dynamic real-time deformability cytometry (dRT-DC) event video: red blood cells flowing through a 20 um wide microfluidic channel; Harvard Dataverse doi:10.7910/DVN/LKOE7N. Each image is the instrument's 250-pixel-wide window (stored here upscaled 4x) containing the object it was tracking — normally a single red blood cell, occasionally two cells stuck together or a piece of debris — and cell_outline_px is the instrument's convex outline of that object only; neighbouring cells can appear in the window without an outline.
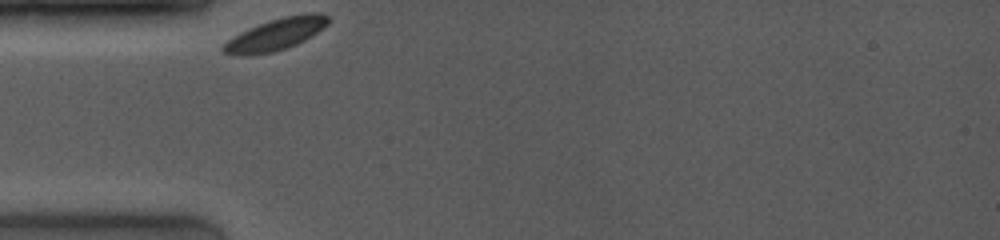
{"species": "common noctule bat (a hibernating species)", "species_latin": "Nyctalus noctula", "temperature_condition": "room temperature", "stored_images_in_passage": 23, "camera_frame_rate_fps": 4000, "um_per_image_px": 0.085, "animal": {"sex": "female", "body_mass_g": 19.0, "forearm_length_mm": 53.3}, "frame": {"image": 1, "passage_image": 1, "time_ms": 0.0, "image_size_px": [1000, 240], "cell_outline_px": [[328, 24], [324, 28], [304, 40], [296, 44], [272, 52], [248, 56], [236, 56], [224, 52], [220, 48], [228, 40], [240, 32], [268, 20], [284, 16], [308, 12], [328, 16]], "centroid_in_image_um": [23.4, 2.93], "position_along_channel_um": 61.6, "area_um2": 19.31}}
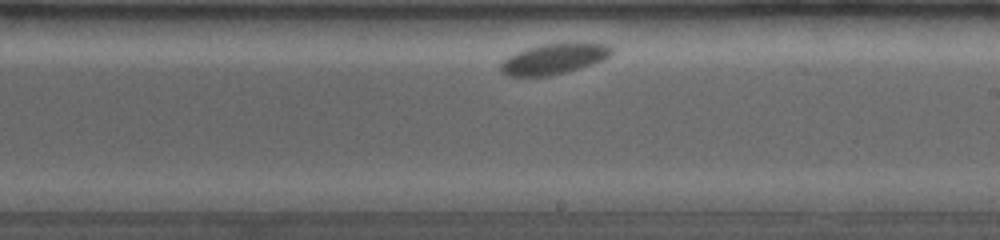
{"frame": {"image": 2, "passage_image": 14, "time_ms": 5.25, "image_size_px": [1000, 240], "cell_outline_px": [[612, 52], [604, 60], [580, 68], [548, 76], [508, 76], [500, 72], [500, 64], [508, 56], [516, 52], [528, 48], [544, 44], [608, 44], [612, 48]], "centroid_in_image_um": [47.04, 5.03], "position_along_channel_um": 242.0, "area_um2": 19.31}}
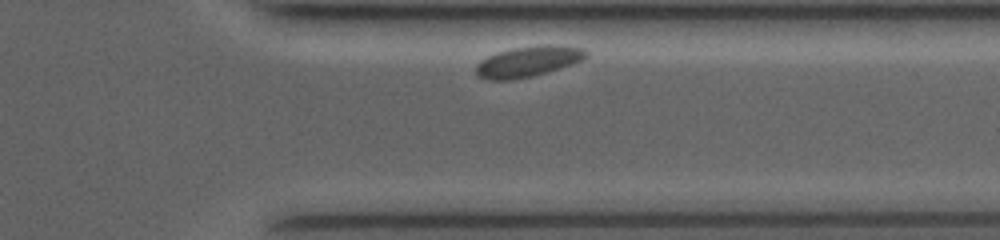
{"frame": {"image": 3, "passage_image": 22, "time_ms": 8.75, "image_size_px": [1000, 240], "cell_outline_px": [[588, 56], [584, 60], [560, 68], [532, 76], [512, 80], [488, 80], [476, 76], [476, 64], [480, 60], [488, 56], [512, 48], [544, 44], [560, 44], [584, 48], [588, 52]], "centroid_in_image_um": [44.92, 5.21], "position_along_channel_um": 366.5, "area_um2": 19.94}}